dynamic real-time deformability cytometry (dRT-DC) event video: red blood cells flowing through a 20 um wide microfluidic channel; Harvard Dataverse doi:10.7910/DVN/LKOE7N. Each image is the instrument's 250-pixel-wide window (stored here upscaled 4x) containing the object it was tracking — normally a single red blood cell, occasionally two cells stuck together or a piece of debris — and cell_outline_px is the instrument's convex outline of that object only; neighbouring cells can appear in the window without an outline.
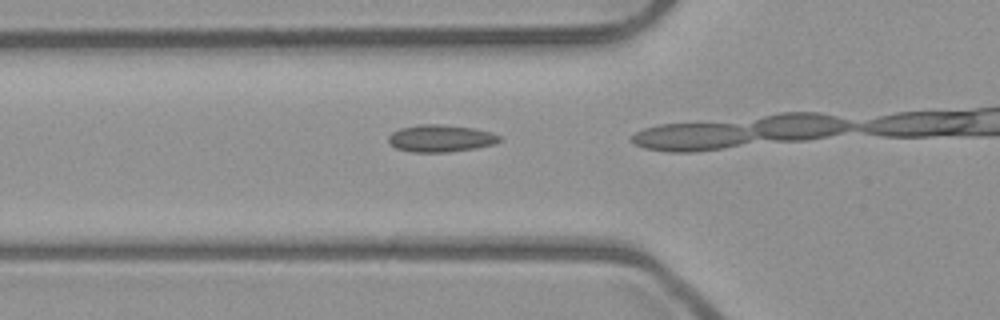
{"species": "common noctule bat (a hibernating species)", "species_latin": "Nyctalus noctula", "temperature_condition": "room temperature", "stored_images_in_passage": 15, "camera_frame_rate_fps": 3000, "um_per_image_px": 0.085, "animal": {"sex": "male", "body_mass_g": 23.1, "forearm_length_mm": 52.7}, "frame": {"image": 1, "passage_image": 13, "time_ms": 4.0, "image_size_px": [1000, 320], "cell_outline_px": [[500, 140], [496, 144], [476, 148], [448, 152], [412, 152], [396, 148], [388, 140], [388, 136], [392, 132], [400, 128], [420, 124], [440, 124], [472, 128], [492, 132], [500, 136]], "centroid_in_image_um": [37.46, 11.76], "position_along_channel_um": 88.3, "area_um2": 17.57}}